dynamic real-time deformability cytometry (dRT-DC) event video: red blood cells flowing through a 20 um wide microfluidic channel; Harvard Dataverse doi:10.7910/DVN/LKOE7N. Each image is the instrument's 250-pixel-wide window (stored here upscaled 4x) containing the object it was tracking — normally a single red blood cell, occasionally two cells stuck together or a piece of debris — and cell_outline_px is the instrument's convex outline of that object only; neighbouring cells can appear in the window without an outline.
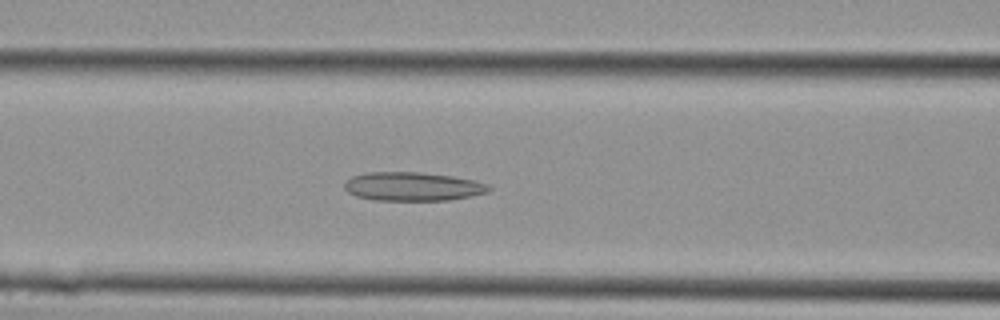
{"species": "Egyptian fruit bat (a non-hibernating species)", "species_latin": "Rousettus aegyptiacus", "temperature_condition": "cold", "stored_images_in_passage": 16, "camera_frame_rate_fps": 3000, "um_per_image_px": 0.085, "animal": {"sex": "female"}, "frame": {"image": 1, "passage_image": 12, "time_ms": 3.667, "image_size_px": [1000, 320], "cell_outline_px": [[492, 188], [488, 192], [448, 200], [372, 200], [356, 196], [348, 192], [344, 188], [344, 184], [352, 176], [368, 172], [420, 172], [452, 176], [476, 180], [488, 184]], "centroid_in_image_um": [35.08, 15.85], "position_along_channel_um": 131.5, "area_um2": 24.16}}
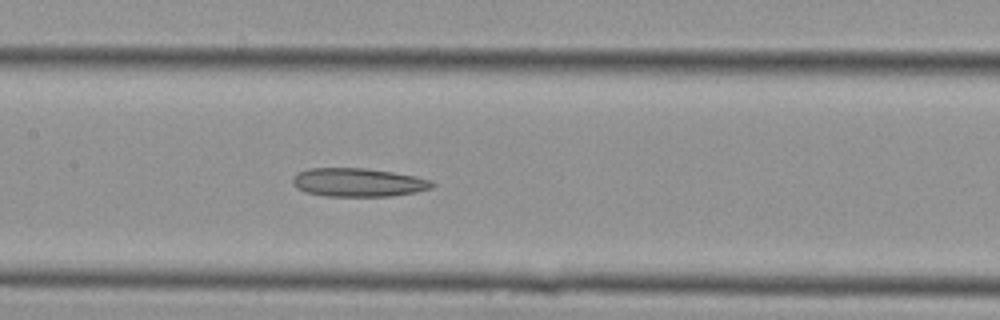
{"frame": {"image": 2, "passage_image": 14, "time_ms": 4.333, "image_size_px": [1000, 320], "cell_outline_px": [[436, 184], [432, 188], [416, 192], [392, 196], [324, 196], [304, 192], [296, 188], [292, 184], [292, 176], [296, 172], [308, 168], [364, 168], [392, 172], [416, 176], [432, 180]], "centroid_in_image_um": [30.41, 15.5], "position_along_channel_um": 177.0, "area_um2": 23.52}}
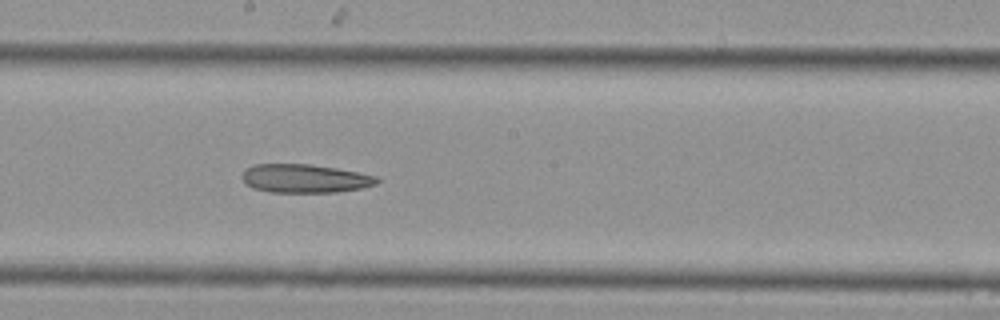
{"frame": {"image": 3, "passage_image": 16, "time_ms": 5.0, "image_size_px": [1000, 320], "cell_outline_px": [[380, 180], [376, 184], [360, 188], [336, 192], [272, 192], [252, 188], [240, 176], [248, 168], [256, 164], [308, 164], [336, 168], [376, 176]], "centroid_in_image_um": [25.91, 15.17], "position_along_channel_um": 222.3, "area_um2": 22.14}}